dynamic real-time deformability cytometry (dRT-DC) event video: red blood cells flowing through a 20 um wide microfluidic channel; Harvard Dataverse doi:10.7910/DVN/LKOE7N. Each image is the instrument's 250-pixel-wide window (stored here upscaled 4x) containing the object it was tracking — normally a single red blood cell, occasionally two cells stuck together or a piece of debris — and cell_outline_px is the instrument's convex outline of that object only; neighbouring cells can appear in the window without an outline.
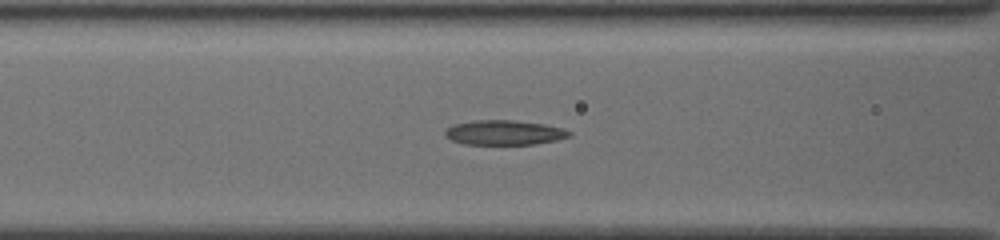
{"species": "common noctule bat (a hibernating species)", "species_latin": "Nyctalus noctula", "temperature_condition": "cold", "stored_images_in_passage": 49, "camera_frame_rate_fps": 3000, "um_per_image_px": 0.085, "animal": {"sex": "female", "body_mass_g": 19.5, "forearm_length_mm": 54.1}, "frame": {"image": 1, "passage_image": 25, "time_ms": 8.0, "image_size_px": [1000, 240], "cell_outline_px": [[572, 136], [556, 140], [536, 144], [464, 144], [452, 140], [444, 136], [444, 132], [448, 128], [456, 124], [476, 120], [512, 120], [544, 124], [564, 128], [572, 132]], "centroid_in_image_um": [42.9, 11.27], "position_along_channel_um": 123.7, "area_um2": 17.86}}
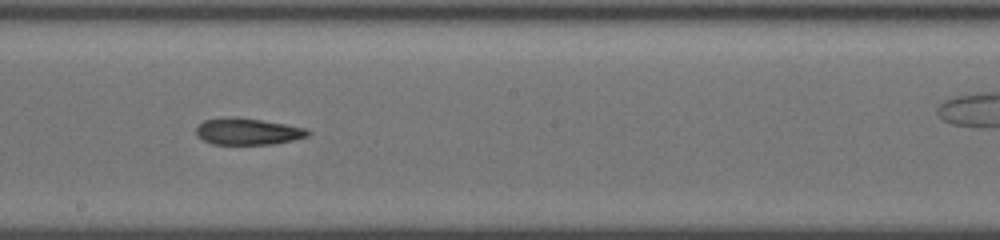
{"frame": {"image": 2, "passage_image": 33, "time_ms": 10.667, "image_size_px": [1000, 240], "cell_outline_px": [[312, 132], [308, 136], [292, 140], [272, 144], [212, 144], [196, 136], [196, 128], [204, 120], [260, 120], [284, 124], [304, 128]], "centroid_in_image_um": [21.09, 11.23], "position_along_channel_um": 227.1, "area_um2": 16.36}}
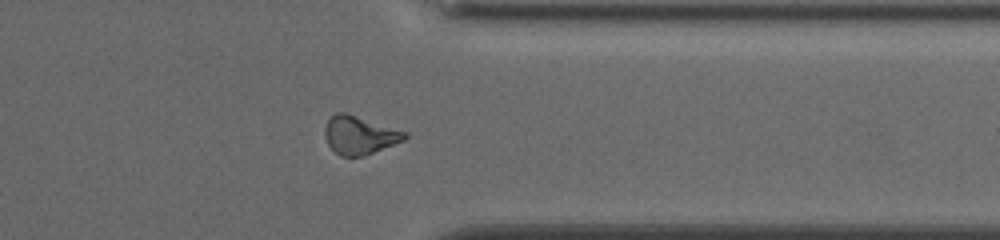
{"frame": {"image": 3, "passage_image": 45, "time_ms": 14.667, "image_size_px": [1000, 240], "cell_outline_px": [[408, 136], [404, 140], [364, 156], [340, 156], [328, 144], [324, 136], [324, 128], [328, 120], [336, 112], [344, 112], [408, 132]], "centroid_in_image_um": [30.56, 11.49], "position_along_channel_um": 380.8, "area_um2": 17.69}}